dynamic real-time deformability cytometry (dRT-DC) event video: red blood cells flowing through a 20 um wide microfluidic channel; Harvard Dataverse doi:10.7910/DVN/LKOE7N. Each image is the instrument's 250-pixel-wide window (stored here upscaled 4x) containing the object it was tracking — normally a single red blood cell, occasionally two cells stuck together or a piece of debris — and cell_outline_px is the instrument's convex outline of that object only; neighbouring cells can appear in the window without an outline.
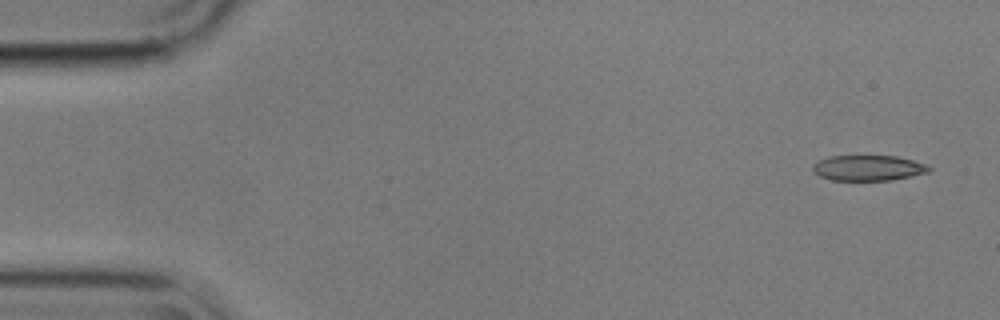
{"species": "common noctule bat (a hibernating species)", "species_latin": "Nyctalus noctula", "temperature_condition": "cold", "stored_images_in_passage": 6, "camera_frame_rate_fps": 3000, "um_per_image_px": 0.085, "animal": {"sex": "male", "body_mass_g": 17.9}, "frame": {"image": 1, "passage_image": 1, "time_ms": 0.0, "image_size_px": [1000, 320], "cell_outline_px": [[932, 168], [928, 172], [888, 180], [832, 180], [820, 176], [812, 168], [812, 164], [820, 160], [832, 156], [896, 156], [912, 160], [924, 164]], "centroid_in_image_um": [73.77, 14.27], "position_along_channel_um": 11.2, "area_um2": 16.88}}
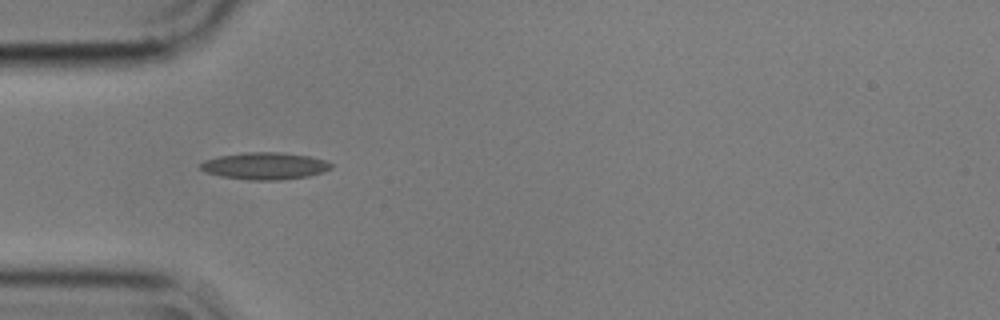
{"frame": {"image": 2, "passage_image": 5, "time_ms": 1.333, "image_size_px": [1000, 320], "cell_outline_px": [[332, 168], [308, 176], [280, 180], [248, 180], [220, 176], [204, 172], [200, 168], [200, 164], [204, 160], [220, 156], [244, 152], [280, 152], [308, 156], [324, 160], [332, 164]], "centroid_in_image_um": [22.47, 14.1], "position_along_channel_um": 62.5, "area_um2": 20.52}}
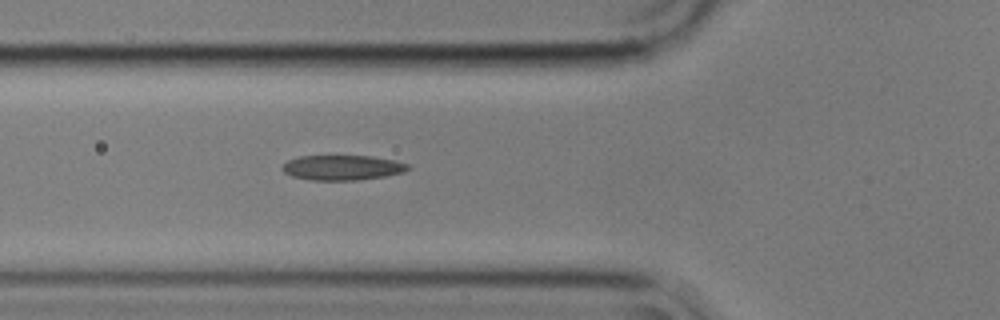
{"frame": {"image": 3, "passage_image": 6, "time_ms": 1.667, "image_size_px": [1000, 320], "cell_outline_px": [[412, 168], [404, 172], [384, 176], [356, 180], [312, 180], [292, 176], [284, 172], [280, 168], [288, 160], [300, 156], [372, 156], [396, 160], [408, 164]], "centroid_in_image_um": [29.12, 14.24], "position_along_channel_um": 96.7, "area_um2": 18.32}}